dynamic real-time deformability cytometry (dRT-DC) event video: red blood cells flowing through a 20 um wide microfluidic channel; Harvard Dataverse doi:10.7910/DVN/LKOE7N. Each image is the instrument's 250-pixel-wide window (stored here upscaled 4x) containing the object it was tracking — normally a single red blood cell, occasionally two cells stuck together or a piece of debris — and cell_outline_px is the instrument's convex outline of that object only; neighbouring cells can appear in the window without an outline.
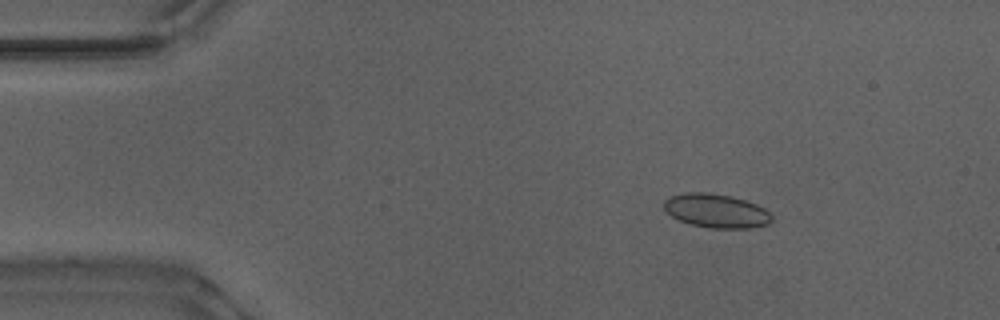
{"species": "Egyptian fruit bat (a non-hibernating species)", "species_latin": "Rousettus aegyptiacus", "temperature_condition": "warm", "stored_images_in_passage": 49, "camera_frame_rate_fps": 3000, "um_per_image_px": 0.085, "animal": {"sex": "male"}, "frame": {"image": 1, "passage_image": 4, "time_ms": 1.0, "image_size_px": [1000, 320], "cell_outline_px": [[772, 220], [768, 224], [748, 228], [708, 228], [688, 224], [672, 216], [664, 208], [664, 200], [672, 196], [688, 192], [704, 192], [732, 196], [756, 204], [764, 208], [772, 216]], "centroid_in_image_um": [60.88, 17.93], "position_along_channel_um": 24.1, "area_um2": 21.15}}
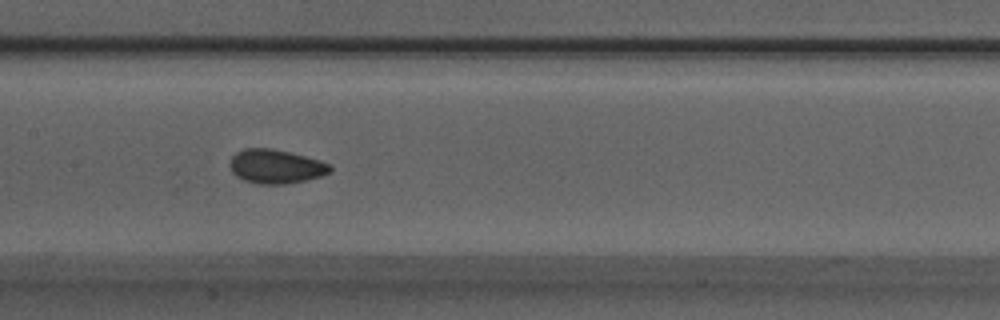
{"frame": {"image": 2, "passage_image": 22, "time_ms": 7.0, "image_size_px": [1000, 320], "cell_outline_px": [[332, 172], [308, 180], [284, 184], [256, 184], [244, 180], [236, 176], [232, 172], [228, 164], [232, 156], [236, 152], [244, 148], [272, 148], [320, 160], [332, 164]], "centroid_in_image_um": [23.44, 14.15], "position_along_channel_um": 184.0, "area_um2": 20.11}}
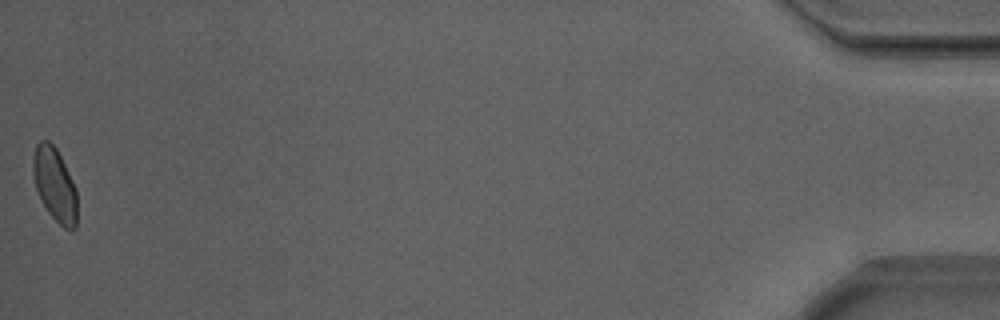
{"frame": {"image": 3, "passage_image": 49, "time_ms": 16.0, "image_size_px": [1000, 320], "cell_outline_px": [[76, 228], [64, 228], [48, 212], [40, 200], [36, 188], [32, 172], [32, 160], [36, 144], [40, 140], [48, 140], [56, 148], [76, 188]], "centroid_in_image_um": [4.62, 15.66], "position_along_channel_um": 430.6, "area_um2": 18.73}, "authors_computed_cell_mechanics": {"area_um2": 19.652, "velocity_mm_per_s": 3.8767, "shape_relaxation_time_tau1_ms": 2.5964, "shape_relaxation_time_tau2_ms": 1.8074, "deformation_change_tau1": 0.0889, "deformation_change_tau2": 0.0559}}